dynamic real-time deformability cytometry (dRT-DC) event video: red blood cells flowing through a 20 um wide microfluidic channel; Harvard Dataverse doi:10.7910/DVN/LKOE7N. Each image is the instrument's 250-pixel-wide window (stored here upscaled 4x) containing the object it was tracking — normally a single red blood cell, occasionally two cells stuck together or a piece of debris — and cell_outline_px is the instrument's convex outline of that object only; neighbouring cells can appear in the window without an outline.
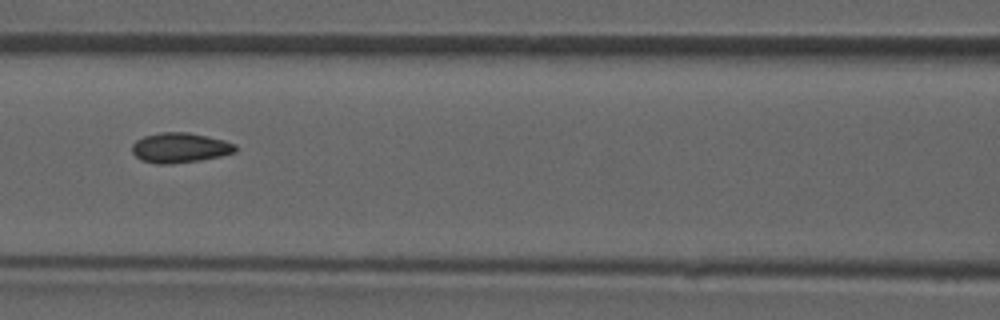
{"species": "common noctule bat (a hibernating species)", "species_latin": "Nyctalus noctula", "temperature_condition": "room temperature", "stored_images_in_passage": 49, "camera_frame_rate_fps": 3000, "um_per_image_px": 0.085, "animal": {"sex": "male", "forearm_length_mm": 52.5}, "frame": {"image": 1, "passage_image": 22, "time_ms": 7.0, "image_size_px": [1000, 320], "cell_outline_px": [[236, 152], [220, 156], [200, 160], [172, 164], [156, 164], [140, 160], [132, 152], [132, 144], [136, 140], [144, 136], [160, 132], [188, 132], [208, 136], [224, 140], [236, 144]], "centroid_in_image_um": [15.28, 12.56], "position_along_channel_um": 151.3, "area_um2": 18.21}}